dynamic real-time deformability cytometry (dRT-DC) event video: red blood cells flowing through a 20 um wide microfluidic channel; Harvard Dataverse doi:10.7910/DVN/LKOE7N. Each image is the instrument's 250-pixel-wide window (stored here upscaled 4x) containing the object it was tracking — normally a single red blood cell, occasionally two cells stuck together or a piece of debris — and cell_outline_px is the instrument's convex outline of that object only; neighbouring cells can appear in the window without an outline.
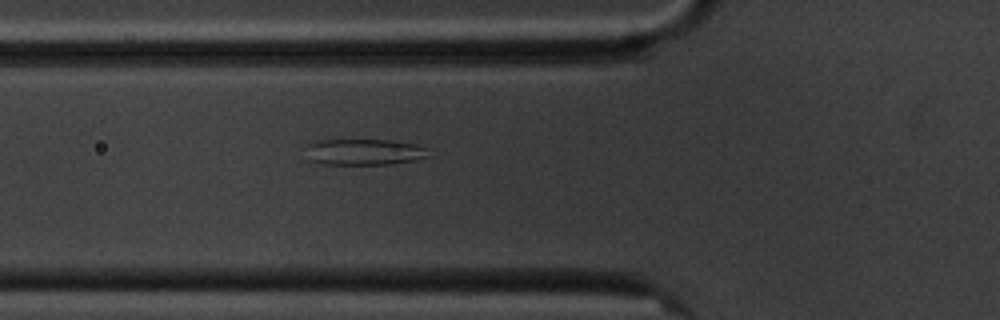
{"species": "common noctule bat (a hibernating species)", "species_latin": "Nyctalus noctula", "temperature_condition": "cold", "stored_images_in_passage": 4, "camera_frame_rate_fps": 3000, "um_per_image_px": 0.085, "animal": {"sex": "male", "body_mass_g": 20.1, "forearm_length_mm": 53.5}, "frame": {"image": 1, "passage_image": 4, "time_ms": 3.333, "image_size_px": [1000, 320], "cell_outline_px": [[432, 156], [416, 160], [392, 164], [320, 164], [308, 160], [308, 144], [316, 140], [396, 140], [416, 144], [428, 148]], "centroid_in_image_um": [31.03, 12.92], "position_along_channel_um": 94.8, "area_um2": 19.02}}